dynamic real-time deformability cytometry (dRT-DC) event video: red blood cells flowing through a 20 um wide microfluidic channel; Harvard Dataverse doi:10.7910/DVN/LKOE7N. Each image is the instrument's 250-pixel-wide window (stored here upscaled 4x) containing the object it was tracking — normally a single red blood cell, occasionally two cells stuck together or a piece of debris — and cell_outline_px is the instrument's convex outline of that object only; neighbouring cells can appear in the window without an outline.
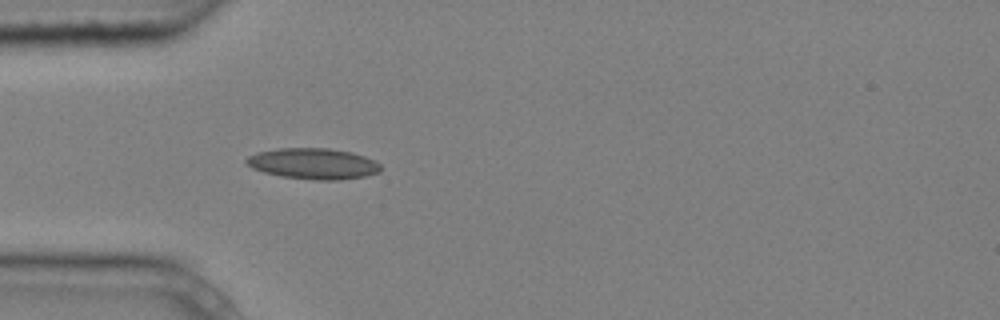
{"species": "common noctule bat (a hibernating species)", "species_latin": "Nyctalus noctula", "temperature_condition": "cold", "stored_images_in_passage": 5, "camera_frame_rate_fps": 3000, "um_per_image_px": 0.085, "animal": {"sex": "male", "body_mass_g": 20.4}, "frame": {"image": 1, "passage_image": 5, "time_ms": 1.333, "image_size_px": [1000, 320], "cell_outline_px": [[380, 172], [364, 176], [340, 180], [316, 180], [280, 176], [264, 172], [252, 168], [244, 160], [248, 156], [256, 152], [280, 148], [328, 148], [352, 152], [364, 156], [380, 164]], "centroid_in_image_um": [26.61, 13.91], "position_along_channel_um": 58.4, "area_um2": 24.16}}